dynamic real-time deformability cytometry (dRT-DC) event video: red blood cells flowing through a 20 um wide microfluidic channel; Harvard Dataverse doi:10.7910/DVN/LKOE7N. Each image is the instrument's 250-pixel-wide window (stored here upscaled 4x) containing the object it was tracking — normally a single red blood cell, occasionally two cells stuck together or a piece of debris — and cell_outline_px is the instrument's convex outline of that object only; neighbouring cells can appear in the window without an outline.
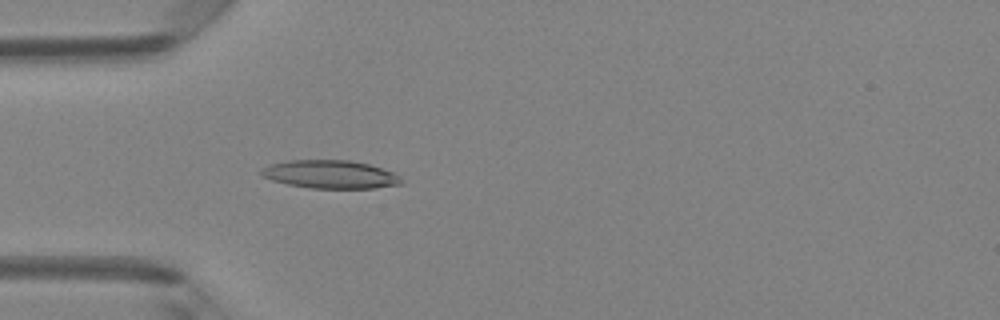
{"species": "Egyptian fruit bat (a non-hibernating species)", "species_latin": "Rousettus aegyptiacus", "temperature_condition": "room temperature", "stored_images_in_passage": 48, "camera_frame_rate_fps": 3000, "um_per_image_px": 0.085, "animal": {"sex": "female"}, "frame": {"image": 1, "passage_image": 15, "time_ms": 4.667, "image_size_px": [1000, 320], "cell_outline_px": [[404, 184], [376, 188], [308, 188], [288, 184], [272, 180], [264, 176], [260, 172], [260, 168], [268, 164], [288, 160], [348, 160], [368, 164], [392, 172], [400, 176]], "centroid_in_image_um": [28.06, 14.82], "position_along_channel_um": 56.9, "area_um2": 23.06}}
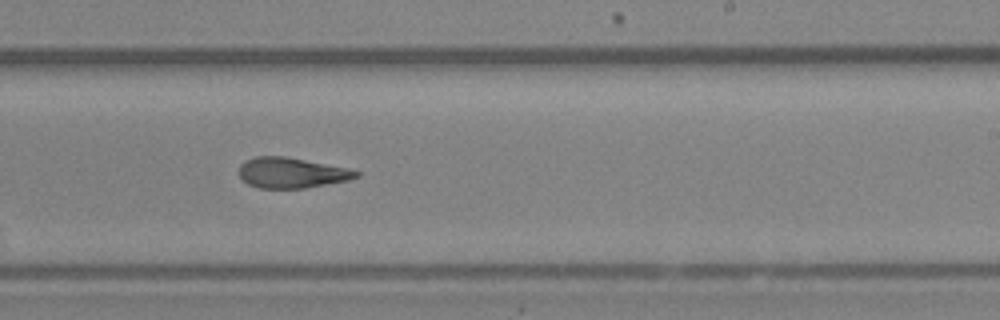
{"frame": {"image": 2, "passage_image": 30, "time_ms": 9.667, "image_size_px": [1000, 320], "cell_outline_px": [[360, 176], [348, 180], [304, 188], [260, 188], [248, 184], [240, 176], [240, 164], [244, 160], [256, 156], [284, 156], [348, 168], [360, 172]], "centroid_in_image_um": [24.78, 14.68], "position_along_channel_um": 264.2, "area_um2": 20.63}}
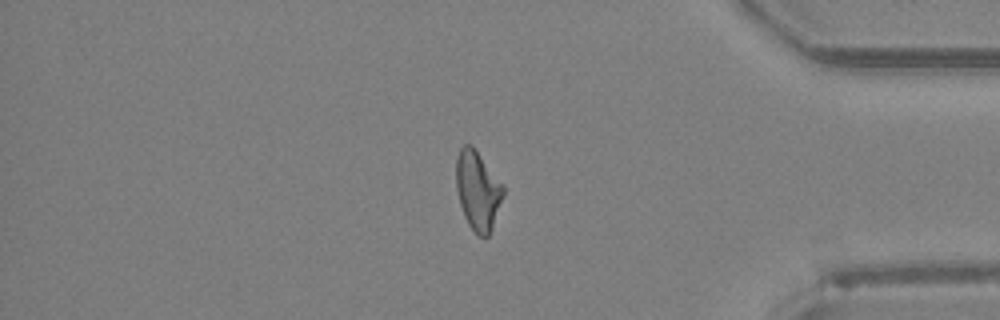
{"frame": {"image": 3, "passage_image": 41, "time_ms": 13.333, "image_size_px": [1000, 320], "cell_outline_px": [[504, 192], [492, 228], [488, 236], [480, 236], [468, 224], [464, 216], [460, 204], [456, 188], [456, 156], [460, 148], [464, 144], [472, 144], [504, 188]], "centroid_in_image_um": [40.57, 16.16], "position_along_channel_um": 394.6, "area_um2": 21.27}, "authors_computed_cell_mechanics": {"area_um2": 21.9062, "velocity_mm_per_s": 4.2739, "shape_relaxation_time_tau1_ms": null, "shape_relaxation_time_tau2_ms": 1.8124, "deformation_change_tau1": null, "deformation_change_tau2": 0.1042}}